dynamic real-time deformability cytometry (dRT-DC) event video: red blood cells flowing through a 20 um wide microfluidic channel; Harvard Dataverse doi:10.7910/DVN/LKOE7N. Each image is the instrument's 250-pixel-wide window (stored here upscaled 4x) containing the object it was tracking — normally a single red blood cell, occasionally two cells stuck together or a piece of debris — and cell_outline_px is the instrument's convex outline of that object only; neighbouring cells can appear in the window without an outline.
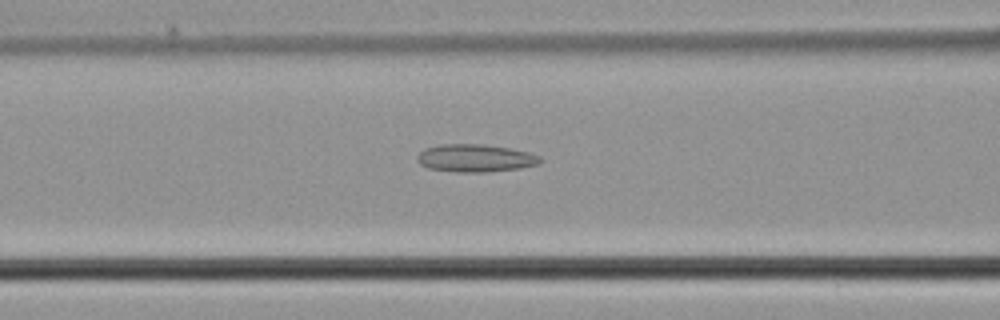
{"species": "common noctule bat (a hibernating species)", "species_latin": "Nyctalus noctula", "temperature_condition": "cold", "stored_images_in_passage": 40, "camera_frame_rate_fps": 3000, "um_per_image_px": 0.085, "animal": {"sex": "male", "body_mass_g": 21.5, "forearm_length_mm": 52.0}, "frame": {"image": 1, "passage_image": 11, "time_ms": 3.333, "image_size_px": [1000, 320], "cell_outline_px": [[544, 160], [540, 164], [520, 168], [488, 172], [456, 172], [428, 168], [420, 164], [416, 160], [416, 156], [424, 148], [440, 144], [484, 144], [508, 148], [528, 152], [540, 156]], "centroid_in_image_um": [40.4, 13.44], "position_along_channel_um": 126.2, "area_um2": 20.06}}
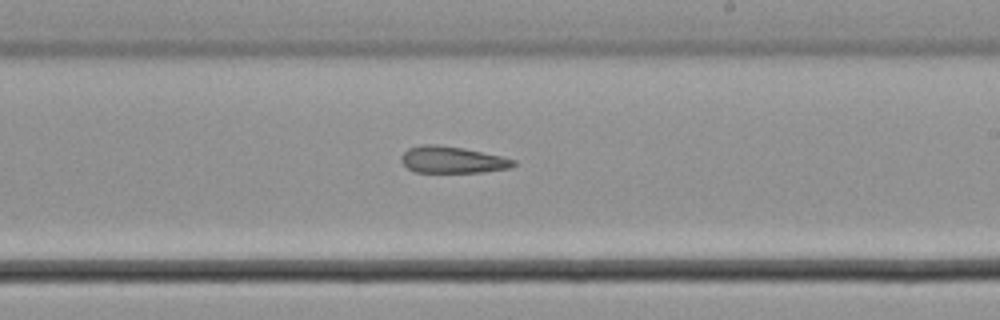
{"frame": {"image": 2, "passage_image": 20, "time_ms": 6.333, "image_size_px": [1000, 320], "cell_outline_px": [[516, 164], [512, 168], [484, 172], [416, 172], [408, 168], [400, 160], [400, 156], [408, 148], [420, 144], [436, 144], [464, 148], [500, 156], [516, 160]], "centroid_in_image_um": [38.45, 13.58], "position_along_channel_um": 250.6, "area_um2": 17.57}}
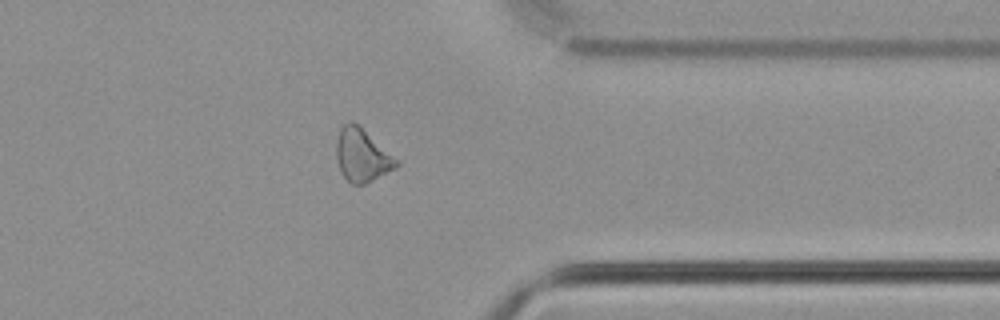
{"frame": {"image": 3, "passage_image": 30, "time_ms": 9.667, "image_size_px": [1000, 320], "cell_outline_px": [[400, 164], [396, 168], [364, 184], [352, 184], [340, 172], [336, 160], [336, 140], [340, 128], [348, 120], [352, 120], [400, 160]], "centroid_in_image_um": [30.77, 13.19], "position_along_channel_um": 380.6, "area_um2": 18.61}}